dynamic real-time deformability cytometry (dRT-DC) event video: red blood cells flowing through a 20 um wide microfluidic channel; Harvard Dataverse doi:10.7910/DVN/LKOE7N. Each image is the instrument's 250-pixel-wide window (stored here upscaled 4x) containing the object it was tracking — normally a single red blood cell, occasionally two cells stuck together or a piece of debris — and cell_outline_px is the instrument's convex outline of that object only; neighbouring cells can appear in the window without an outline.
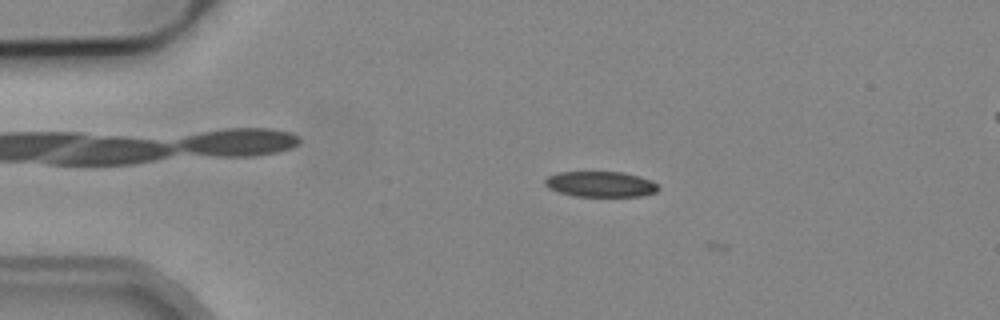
{"species": "common noctule bat (a hibernating species)", "species_latin": "Nyctalus noctula", "temperature_condition": "cold", "stored_images_in_passage": 9, "camera_frame_rate_fps": 3000, "um_per_image_px": 0.085, "animal": {"sex": "male", "body_mass_g": 19.2, "forearm_length_mm": 51.8}, "frame": {"image": 1, "passage_image": 8, "time_ms": 2.333, "image_size_px": [1000, 320], "cell_outline_px": [[660, 188], [656, 192], [640, 196], [576, 196], [560, 192], [548, 188], [544, 184], [544, 180], [548, 176], [556, 172], [624, 172], [640, 176], [652, 180]], "centroid_in_image_um": [51.05, 15.64], "position_along_channel_um": 33.9, "area_um2": 16.94}}